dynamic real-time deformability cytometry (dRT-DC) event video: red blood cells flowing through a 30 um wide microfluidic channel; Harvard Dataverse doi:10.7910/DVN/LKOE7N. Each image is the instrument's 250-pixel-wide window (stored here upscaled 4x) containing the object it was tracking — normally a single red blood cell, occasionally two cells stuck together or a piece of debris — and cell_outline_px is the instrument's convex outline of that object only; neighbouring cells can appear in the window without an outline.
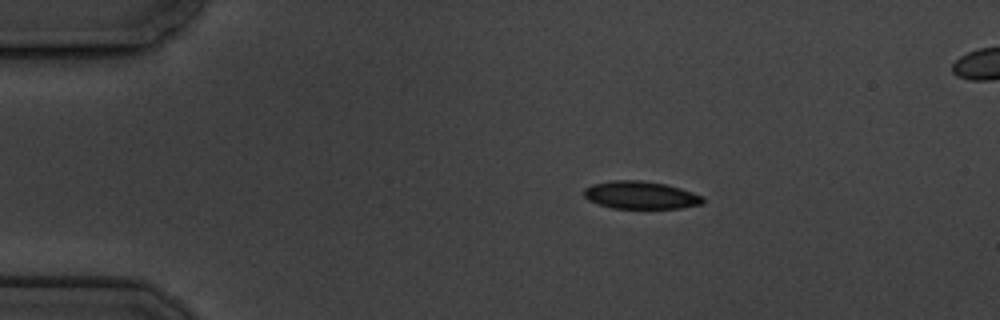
{"species": "common noctule bat (a hibernating species)", "species_latin": "Nyctalus noctula", "temperature_condition": "cold", "stored_images_in_passage": 6, "camera_frame_rate_fps": 3000, "um_per_image_px": 0.085, "animal": {"sex": "male", "body_mass_g": 19.5, "forearm_length_mm": 54.6}, "frame": {"image": 1, "passage_image": 2, "time_ms": 1.0, "image_size_px": [1000, 320], "cell_outline_px": [[704, 204], [680, 208], [612, 208], [588, 200], [584, 196], [584, 188], [592, 184], [612, 180], [640, 180], [664, 184], [680, 188], [704, 196]], "centroid_in_image_um": [54.46, 16.58], "position_along_channel_um": 30.5, "area_um2": 19.19}}